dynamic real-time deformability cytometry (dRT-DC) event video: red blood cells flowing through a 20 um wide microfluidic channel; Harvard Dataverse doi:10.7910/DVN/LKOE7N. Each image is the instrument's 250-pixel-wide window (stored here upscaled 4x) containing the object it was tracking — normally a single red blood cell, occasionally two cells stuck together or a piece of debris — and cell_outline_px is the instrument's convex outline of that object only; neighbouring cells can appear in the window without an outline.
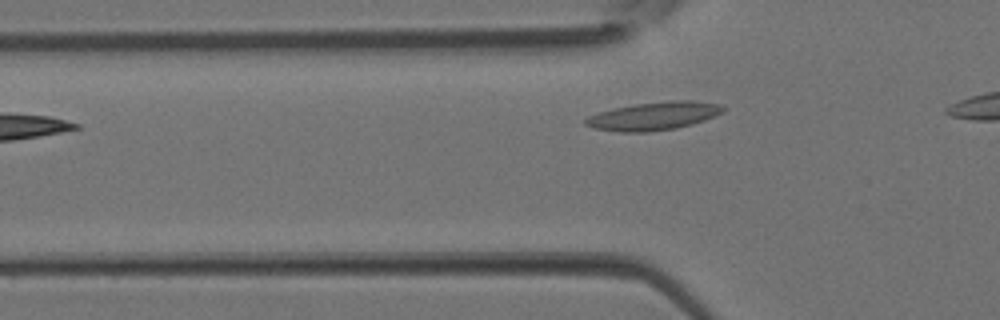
{"species": "Egyptian fruit bat (a non-hibernating species)", "species_latin": "Rousettus aegyptiacus", "temperature_condition": "room temperature", "stored_images_in_passage": 3, "segment_of_instrument_passage": [1, 2], "camera_frame_rate_fps": 3000, "um_per_image_px": 0.085, "animal": {"sex": "female"}, "frame": {"image": 1, "passage_image": 2, "time_ms": 0.333, "image_size_px": [1000, 320], "cell_outline_px": [[724, 112], [704, 120], [692, 124], [676, 128], [648, 132], [620, 132], [592, 128], [584, 124], [584, 120], [588, 116], [612, 108], [636, 104], [668, 100], [692, 100], [720, 104], [724, 108]], "centroid_in_image_um": [55.55, 9.86], "position_along_channel_um": 70.2, "area_um2": 22.66}}